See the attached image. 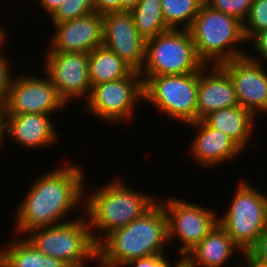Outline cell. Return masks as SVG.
<instances>
[{
    "mask_svg": "<svg viewBox=\"0 0 267 267\" xmlns=\"http://www.w3.org/2000/svg\"><path fill=\"white\" fill-rule=\"evenodd\" d=\"M85 177L81 167L65 164L34 179L17 207L16 232L26 234L36 228L69 222L60 220L85 201Z\"/></svg>",
    "mask_w": 267,
    "mask_h": 267,
    "instance_id": "obj_1",
    "label": "cell"
},
{
    "mask_svg": "<svg viewBox=\"0 0 267 267\" xmlns=\"http://www.w3.org/2000/svg\"><path fill=\"white\" fill-rule=\"evenodd\" d=\"M167 243L166 212L156 201L142 216L102 237L97 259L106 267H121L130 260L165 255Z\"/></svg>",
    "mask_w": 267,
    "mask_h": 267,
    "instance_id": "obj_2",
    "label": "cell"
},
{
    "mask_svg": "<svg viewBox=\"0 0 267 267\" xmlns=\"http://www.w3.org/2000/svg\"><path fill=\"white\" fill-rule=\"evenodd\" d=\"M125 184L119 178L114 179L95 190L83 203V208H86L84 216L87 217L97 245L101 242L98 233L105 238L112 231L125 227L142 216L156 203L154 196L137 192Z\"/></svg>",
    "mask_w": 267,
    "mask_h": 267,
    "instance_id": "obj_3",
    "label": "cell"
},
{
    "mask_svg": "<svg viewBox=\"0 0 267 267\" xmlns=\"http://www.w3.org/2000/svg\"><path fill=\"white\" fill-rule=\"evenodd\" d=\"M188 31L195 44L197 56L205 65H221L246 55L244 50L237 48L239 43H247L243 22L213 9L205 2Z\"/></svg>",
    "mask_w": 267,
    "mask_h": 267,
    "instance_id": "obj_4",
    "label": "cell"
},
{
    "mask_svg": "<svg viewBox=\"0 0 267 267\" xmlns=\"http://www.w3.org/2000/svg\"><path fill=\"white\" fill-rule=\"evenodd\" d=\"M26 235L38 251L62 260L69 267H85L87 259L97 260V244L86 216L55 226L36 228Z\"/></svg>",
    "mask_w": 267,
    "mask_h": 267,
    "instance_id": "obj_5",
    "label": "cell"
},
{
    "mask_svg": "<svg viewBox=\"0 0 267 267\" xmlns=\"http://www.w3.org/2000/svg\"><path fill=\"white\" fill-rule=\"evenodd\" d=\"M205 64L199 59L188 30L169 29L146 40L143 76L183 75L199 72Z\"/></svg>",
    "mask_w": 267,
    "mask_h": 267,
    "instance_id": "obj_6",
    "label": "cell"
},
{
    "mask_svg": "<svg viewBox=\"0 0 267 267\" xmlns=\"http://www.w3.org/2000/svg\"><path fill=\"white\" fill-rule=\"evenodd\" d=\"M260 191L241 180L228 211L218 218V224L244 253L242 256L257 241L267 222V194Z\"/></svg>",
    "mask_w": 267,
    "mask_h": 267,
    "instance_id": "obj_7",
    "label": "cell"
},
{
    "mask_svg": "<svg viewBox=\"0 0 267 267\" xmlns=\"http://www.w3.org/2000/svg\"><path fill=\"white\" fill-rule=\"evenodd\" d=\"M144 101L163 115L189 124L197 121L199 72L183 75L144 76Z\"/></svg>",
    "mask_w": 267,
    "mask_h": 267,
    "instance_id": "obj_8",
    "label": "cell"
},
{
    "mask_svg": "<svg viewBox=\"0 0 267 267\" xmlns=\"http://www.w3.org/2000/svg\"><path fill=\"white\" fill-rule=\"evenodd\" d=\"M141 99H144L143 79L134 70L125 78L92 86L85 110L109 124H119L132 118L135 104Z\"/></svg>",
    "mask_w": 267,
    "mask_h": 267,
    "instance_id": "obj_9",
    "label": "cell"
},
{
    "mask_svg": "<svg viewBox=\"0 0 267 267\" xmlns=\"http://www.w3.org/2000/svg\"><path fill=\"white\" fill-rule=\"evenodd\" d=\"M160 203L166 212L168 241L179 238L178 240L183 244L179 249L182 258L194 249L218 223L216 211L196 203L175 197Z\"/></svg>",
    "mask_w": 267,
    "mask_h": 267,
    "instance_id": "obj_10",
    "label": "cell"
},
{
    "mask_svg": "<svg viewBox=\"0 0 267 267\" xmlns=\"http://www.w3.org/2000/svg\"><path fill=\"white\" fill-rule=\"evenodd\" d=\"M20 76L13 78L8 89L4 101L6 115L27 113L51 115L67 107L47 75H44L45 79L26 74Z\"/></svg>",
    "mask_w": 267,
    "mask_h": 267,
    "instance_id": "obj_11",
    "label": "cell"
},
{
    "mask_svg": "<svg viewBox=\"0 0 267 267\" xmlns=\"http://www.w3.org/2000/svg\"><path fill=\"white\" fill-rule=\"evenodd\" d=\"M46 54L44 73L50 78L65 103L69 104L73 98L78 100L84 98L83 101H86L92 87L88 72L89 53L47 52Z\"/></svg>",
    "mask_w": 267,
    "mask_h": 267,
    "instance_id": "obj_12",
    "label": "cell"
},
{
    "mask_svg": "<svg viewBox=\"0 0 267 267\" xmlns=\"http://www.w3.org/2000/svg\"><path fill=\"white\" fill-rule=\"evenodd\" d=\"M258 56H245L222 63L236 91L239 105L255 116L267 112V71Z\"/></svg>",
    "mask_w": 267,
    "mask_h": 267,
    "instance_id": "obj_13",
    "label": "cell"
},
{
    "mask_svg": "<svg viewBox=\"0 0 267 267\" xmlns=\"http://www.w3.org/2000/svg\"><path fill=\"white\" fill-rule=\"evenodd\" d=\"M103 16V45L135 71L145 59L146 40L138 33L130 12H110Z\"/></svg>",
    "mask_w": 267,
    "mask_h": 267,
    "instance_id": "obj_14",
    "label": "cell"
},
{
    "mask_svg": "<svg viewBox=\"0 0 267 267\" xmlns=\"http://www.w3.org/2000/svg\"><path fill=\"white\" fill-rule=\"evenodd\" d=\"M52 25L55 32L48 52L90 53L103 45V16L97 12Z\"/></svg>",
    "mask_w": 267,
    "mask_h": 267,
    "instance_id": "obj_15",
    "label": "cell"
},
{
    "mask_svg": "<svg viewBox=\"0 0 267 267\" xmlns=\"http://www.w3.org/2000/svg\"><path fill=\"white\" fill-rule=\"evenodd\" d=\"M238 105L234 84L229 74L220 65H205L199 71L197 120H202L213 111Z\"/></svg>",
    "mask_w": 267,
    "mask_h": 267,
    "instance_id": "obj_16",
    "label": "cell"
},
{
    "mask_svg": "<svg viewBox=\"0 0 267 267\" xmlns=\"http://www.w3.org/2000/svg\"><path fill=\"white\" fill-rule=\"evenodd\" d=\"M191 128L197 129V134L189 148L193 159L199 165L205 167H216L223 162L231 161L243 150L225 133L217 128L207 125L203 120L186 124Z\"/></svg>",
    "mask_w": 267,
    "mask_h": 267,
    "instance_id": "obj_17",
    "label": "cell"
},
{
    "mask_svg": "<svg viewBox=\"0 0 267 267\" xmlns=\"http://www.w3.org/2000/svg\"><path fill=\"white\" fill-rule=\"evenodd\" d=\"M50 118V115L36 113L5 115L4 133L24 148L53 146L58 141V133Z\"/></svg>",
    "mask_w": 267,
    "mask_h": 267,
    "instance_id": "obj_18",
    "label": "cell"
},
{
    "mask_svg": "<svg viewBox=\"0 0 267 267\" xmlns=\"http://www.w3.org/2000/svg\"><path fill=\"white\" fill-rule=\"evenodd\" d=\"M236 250L241 251L217 223L183 259L191 267H224L227 261L237 253Z\"/></svg>",
    "mask_w": 267,
    "mask_h": 267,
    "instance_id": "obj_19",
    "label": "cell"
},
{
    "mask_svg": "<svg viewBox=\"0 0 267 267\" xmlns=\"http://www.w3.org/2000/svg\"><path fill=\"white\" fill-rule=\"evenodd\" d=\"M255 115L240 105L213 111L202 120L209 126L227 134L242 150L253 134ZM245 147V148H244Z\"/></svg>",
    "mask_w": 267,
    "mask_h": 267,
    "instance_id": "obj_20",
    "label": "cell"
},
{
    "mask_svg": "<svg viewBox=\"0 0 267 267\" xmlns=\"http://www.w3.org/2000/svg\"><path fill=\"white\" fill-rule=\"evenodd\" d=\"M0 252V267H69L62 260L38 251L26 239L12 237Z\"/></svg>",
    "mask_w": 267,
    "mask_h": 267,
    "instance_id": "obj_21",
    "label": "cell"
},
{
    "mask_svg": "<svg viewBox=\"0 0 267 267\" xmlns=\"http://www.w3.org/2000/svg\"><path fill=\"white\" fill-rule=\"evenodd\" d=\"M134 69L112 50L101 45L89 53V79L91 86L129 76Z\"/></svg>",
    "mask_w": 267,
    "mask_h": 267,
    "instance_id": "obj_22",
    "label": "cell"
},
{
    "mask_svg": "<svg viewBox=\"0 0 267 267\" xmlns=\"http://www.w3.org/2000/svg\"><path fill=\"white\" fill-rule=\"evenodd\" d=\"M138 33L148 40L169 30L161 6V0H140L130 11Z\"/></svg>",
    "mask_w": 267,
    "mask_h": 267,
    "instance_id": "obj_23",
    "label": "cell"
},
{
    "mask_svg": "<svg viewBox=\"0 0 267 267\" xmlns=\"http://www.w3.org/2000/svg\"><path fill=\"white\" fill-rule=\"evenodd\" d=\"M203 2L204 0H161L167 27L188 30Z\"/></svg>",
    "mask_w": 267,
    "mask_h": 267,
    "instance_id": "obj_24",
    "label": "cell"
},
{
    "mask_svg": "<svg viewBox=\"0 0 267 267\" xmlns=\"http://www.w3.org/2000/svg\"><path fill=\"white\" fill-rule=\"evenodd\" d=\"M95 12L93 0H65L50 16L52 23L80 18Z\"/></svg>",
    "mask_w": 267,
    "mask_h": 267,
    "instance_id": "obj_25",
    "label": "cell"
},
{
    "mask_svg": "<svg viewBox=\"0 0 267 267\" xmlns=\"http://www.w3.org/2000/svg\"><path fill=\"white\" fill-rule=\"evenodd\" d=\"M265 29H267V0H253L243 21V32L247 42L255 33Z\"/></svg>",
    "mask_w": 267,
    "mask_h": 267,
    "instance_id": "obj_26",
    "label": "cell"
},
{
    "mask_svg": "<svg viewBox=\"0 0 267 267\" xmlns=\"http://www.w3.org/2000/svg\"><path fill=\"white\" fill-rule=\"evenodd\" d=\"M204 2L213 9L234 16L243 22L253 0H204Z\"/></svg>",
    "mask_w": 267,
    "mask_h": 267,
    "instance_id": "obj_27",
    "label": "cell"
},
{
    "mask_svg": "<svg viewBox=\"0 0 267 267\" xmlns=\"http://www.w3.org/2000/svg\"><path fill=\"white\" fill-rule=\"evenodd\" d=\"M244 256V261L253 267H267V222L257 241Z\"/></svg>",
    "mask_w": 267,
    "mask_h": 267,
    "instance_id": "obj_28",
    "label": "cell"
},
{
    "mask_svg": "<svg viewBox=\"0 0 267 267\" xmlns=\"http://www.w3.org/2000/svg\"><path fill=\"white\" fill-rule=\"evenodd\" d=\"M166 255H157V256H151L147 258H141V259H134L125 262L121 267H175L183 258L178 259L177 263L172 266L171 263H169V260H167Z\"/></svg>",
    "mask_w": 267,
    "mask_h": 267,
    "instance_id": "obj_29",
    "label": "cell"
},
{
    "mask_svg": "<svg viewBox=\"0 0 267 267\" xmlns=\"http://www.w3.org/2000/svg\"><path fill=\"white\" fill-rule=\"evenodd\" d=\"M10 64L3 54H0V105L4 104L8 89L11 86L13 80L12 74H10Z\"/></svg>",
    "mask_w": 267,
    "mask_h": 267,
    "instance_id": "obj_30",
    "label": "cell"
},
{
    "mask_svg": "<svg viewBox=\"0 0 267 267\" xmlns=\"http://www.w3.org/2000/svg\"><path fill=\"white\" fill-rule=\"evenodd\" d=\"M251 40V41H250ZM250 42H252V45H254V51L257 52V55L267 60V29L262 30L258 33H255L250 39ZM263 57V58H262Z\"/></svg>",
    "mask_w": 267,
    "mask_h": 267,
    "instance_id": "obj_31",
    "label": "cell"
},
{
    "mask_svg": "<svg viewBox=\"0 0 267 267\" xmlns=\"http://www.w3.org/2000/svg\"><path fill=\"white\" fill-rule=\"evenodd\" d=\"M95 12L104 15L110 12H120V0H93Z\"/></svg>",
    "mask_w": 267,
    "mask_h": 267,
    "instance_id": "obj_32",
    "label": "cell"
},
{
    "mask_svg": "<svg viewBox=\"0 0 267 267\" xmlns=\"http://www.w3.org/2000/svg\"><path fill=\"white\" fill-rule=\"evenodd\" d=\"M65 0H38L48 16H51Z\"/></svg>",
    "mask_w": 267,
    "mask_h": 267,
    "instance_id": "obj_33",
    "label": "cell"
},
{
    "mask_svg": "<svg viewBox=\"0 0 267 267\" xmlns=\"http://www.w3.org/2000/svg\"><path fill=\"white\" fill-rule=\"evenodd\" d=\"M5 110H4V104L0 105V147H2L4 144V138L5 136Z\"/></svg>",
    "mask_w": 267,
    "mask_h": 267,
    "instance_id": "obj_34",
    "label": "cell"
},
{
    "mask_svg": "<svg viewBox=\"0 0 267 267\" xmlns=\"http://www.w3.org/2000/svg\"><path fill=\"white\" fill-rule=\"evenodd\" d=\"M139 2L140 0H120V12H130L137 6Z\"/></svg>",
    "mask_w": 267,
    "mask_h": 267,
    "instance_id": "obj_35",
    "label": "cell"
},
{
    "mask_svg": "<svg viewBox=\"0 0 267 267\" xmlns=\"http://www.w3.org/2000/svg\"><path fill=\"white\" fill-rule=\"evenodd\" d=\"M5 33H4V29H2L1 27H0V54L2 53L1 51H2V45L4 46L5 44H3L4 42H5V39H6V34L4 35ZM5 37V38H4Z\"/></svg>",
    "mask_w": 267,
    "mask_h": 267,
    "instance_id": "obj_36",
    "label": "cell"
},
{
    "mask_svg": "<svg viewBox=\"0 0 267 267\" xmlns=\"http://www.w3.org/2000/svg\"><path fill=\"white\" fill-rule=\"evenodd\" d=\"M175 267H191L184 259H182Z\"/></svg>",
    "mask_w": 267,
    "mask_h": 267,
    "instance_id": "obj_37",
    "label": "cell"
},
{
    "mask_svg": "<svg viewBox=\"0 0 267 267\" xmlns=\"http://www.w3.org/2000/svg\"><path fill=\"white\" fill-rule=\"evenodd\" d=\"M247 266H248V267H253V266L247 264V262H246V266H245V265H243V266L239 265L238 267H247Z\"/></svg>",
    "mask_w": 267,
    "mask_h": 267,
    "instance_id": "obj_38",
    "label": "cell"
},
{
    "mask_svg": "<svg viewBox=\"0 0 267 267\" xmlns=\"http://www.w3.org/2000/svg\"><path fill=\"white\" fill-rule=\"evenodd\" d=\"M98 266L99 267H106V266L102 265L101 263H98Z\"/></svg>",
    "mask_w": 267,
    "mask_h": 267,
    "instance_id": "obj_39",
    "label": "cell"
}]
</instances>
